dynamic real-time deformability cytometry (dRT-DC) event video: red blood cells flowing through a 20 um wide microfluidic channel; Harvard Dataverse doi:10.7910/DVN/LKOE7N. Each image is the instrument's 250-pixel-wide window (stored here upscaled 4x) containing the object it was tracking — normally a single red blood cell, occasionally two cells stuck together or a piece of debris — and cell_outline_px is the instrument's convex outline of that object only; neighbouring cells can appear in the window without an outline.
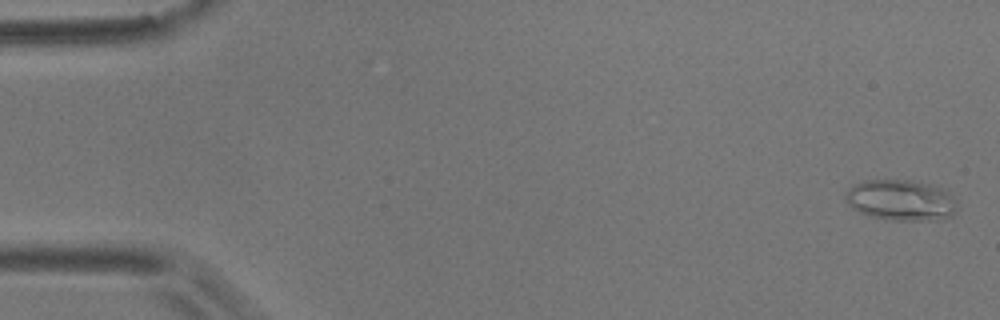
{"species": "common noctule bat (a hibernating species)", "species_latin": "Nyctalus noctula", "temperature_condition": "room temperature", "stored_images_in_passage": 11, "camera_frame_rate_fps": 3000, "um_per_image_px": 0.085, "animal": {"sex": "male", "body_mass_g": 17.9}, "frame": {"image": 1, "passage_image": 1, "time_ms": 0.0, "image_size_px": [1000, 320], "cell_outline_px": [[956, 212], [952, 216], [936, 220], [892, 220], [868, 216], [852, 208], [844, 200], [844, 192], [852, 184], [864, 180], [912, 180], [944, 188], [948, 192], [956, 204]], "centroid_in_image_um": [76.53, 17.01], "position_along_channel_um": 8.5, "area_um2": 26.88}}
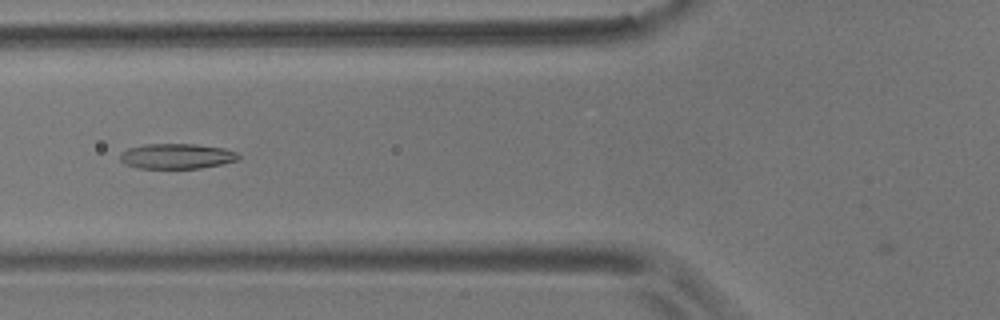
{"frame": {"image": 2, "passage_image": 6, "time_ms": 1.667, "image_size_px": [1000, 320], "cell_outline_px": [[240, 156], [236, 160], [220, 164], [200, 168], [136, 168], [124, 164], [120, 160], [120, 152], [128, 148], [144, 144], [196, 144], [224, 148], [236, 152]], "centroid_in_image_um": [14.97, 13.27], "position_along_channel_um": 110.8, "area_um2": 17.4}}
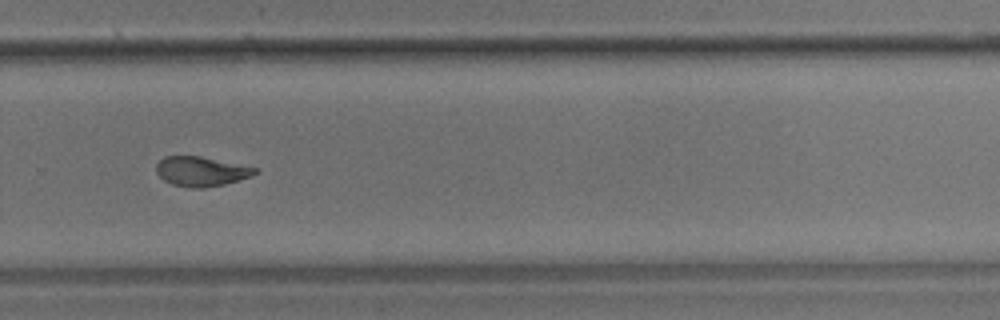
{"frame": {"image": 3, "passage_image": 11, "time_ms": 3.333, "image_size_px": [1000, 320], "cell_outline_px": [[260, 168], [252, 176], [224, 184], [204, 188], [192, 188], [172, 184], [164, 180], [156, 172], [156, 164], [164, 156], [200, 156]], "centroid_in_image_um": [17.1, 14.56], "position_along_channel_um": 312.7, "area_um2": 17.05}}